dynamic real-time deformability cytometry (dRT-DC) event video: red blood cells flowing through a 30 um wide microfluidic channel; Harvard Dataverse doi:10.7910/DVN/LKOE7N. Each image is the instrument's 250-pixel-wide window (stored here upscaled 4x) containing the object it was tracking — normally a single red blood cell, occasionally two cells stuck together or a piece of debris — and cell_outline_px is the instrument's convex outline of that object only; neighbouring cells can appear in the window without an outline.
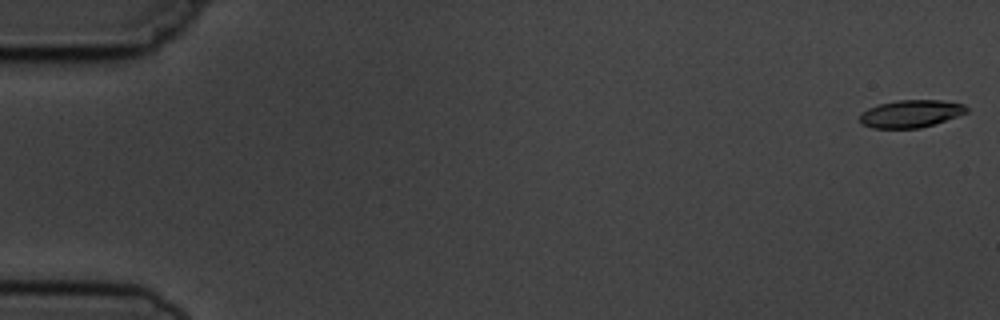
{"species": "common noctule bat (a hibernating species)", "species_latin": "Nyctalus noctula", "temperature_condition": "cold", "stored_images_in_passage": 7, "camera_frame_rate_fps": 3000, "um_per_image_px": 0.085, "animal": {"sex": "male", "body_mass_g": 19.5, "forearm_length_mm": 54.6}, "frame": {"image": 1, "passage_image": 1, "time_ms": 0.0, "image_size_px": [1000, 320], "cell_outline_px": [[968, 112], [920, 128], [872, 128], [860, 124], [860, 112], [868, 108], [880, 104], [896, 100], [940, 100], [964, 104], [968, 108]], "centroid_in_image_um": [77.37, 9.66], "position_along_channel_um": 7.6, "area_um2": 17.05}}
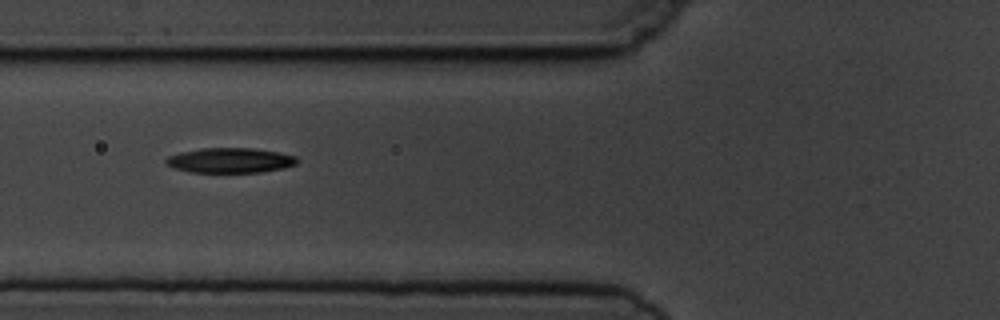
{"frame": {"image": 2, "passage_image": 6, "time_ms": 6.667, "image_size_px": [1000, 320], "cell_outline_px": [[296, 164], [284, 168], [260, 172], [192, 172], [172, 168], [164, 160], [168, 156], [180, 152], [200, 148], [252, 148], [276, 152], [296, 156]], "centroid_in_image_um": [19.52, 13.63], "position_along_channel_um": 106.3, "area_um2": 18.96}}
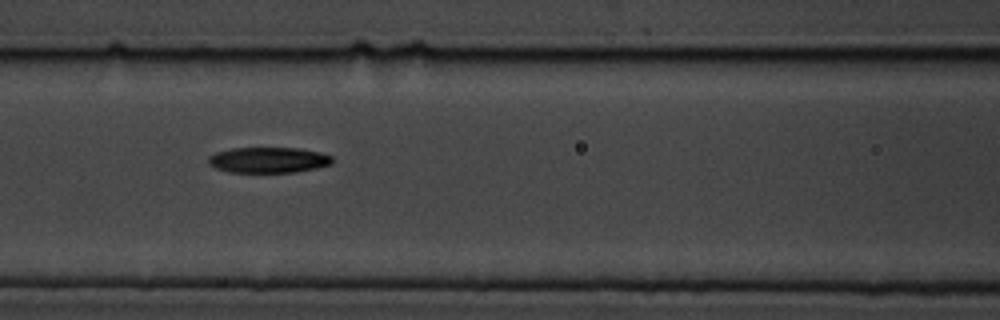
{"frame": {"image": 3, "passage_image": 7, "time_ms": 7.667, "image_size_px": [1000, 320], "cell_outline_px": [[332, 164], [316, 168], [296, 172], [228, 172], [216, 168], [208, 164], [208, 156], [216, 152], [232, 148], [300, 148], [320, 152], [332, 156]], "centroid_in_image_um": [22.81, 13.6], "position_along_channel_um": 143.8, "area_um2": 18.61}}